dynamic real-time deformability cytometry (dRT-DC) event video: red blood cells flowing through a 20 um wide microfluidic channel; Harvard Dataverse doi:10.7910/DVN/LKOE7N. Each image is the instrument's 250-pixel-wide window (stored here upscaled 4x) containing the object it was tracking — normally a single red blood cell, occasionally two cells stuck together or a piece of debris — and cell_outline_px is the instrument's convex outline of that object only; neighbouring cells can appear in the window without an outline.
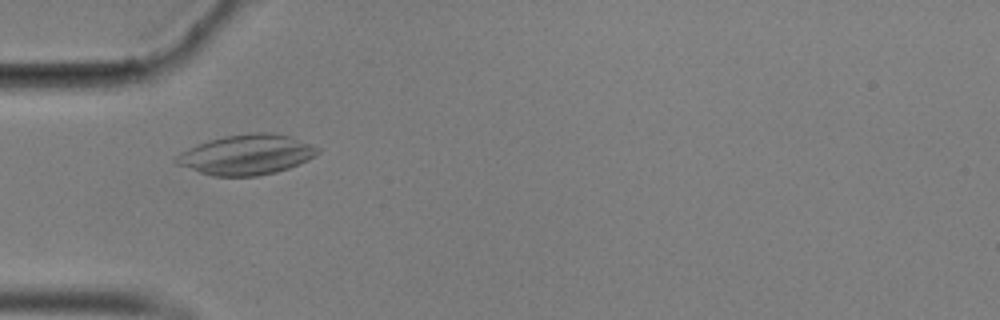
{"species": "common noctule bat (a hibernating species)", "species_latin": "Nyctalus noctula", "temperature_condition": "cold", "stored_images_in_passage": 49, "camera_frame_rate_fps": 3000, "um_per_image_px": 0.085, "animal": {"sex": "male", "body_mass_g": 17.9}, "frame": {"image": 1, "passage_image": 10, "time_ms": 3.0, "image_size_px": [1000, 320], "cell_outline_px": [[320, 152], [308, 160], [288, 168], [276, 172], [256, 176], [212, 176], [176, 164], [172, 160], [180, 152], [196, 144], [208, 140], [224, 136], [248, 132], [268, 132], [288, 136], [312, 144], [320, 148]], "centroid_in_image_um": [20.93, 13.14], "position_along_channel_um": 64.1, "area_um2": 33.18}}
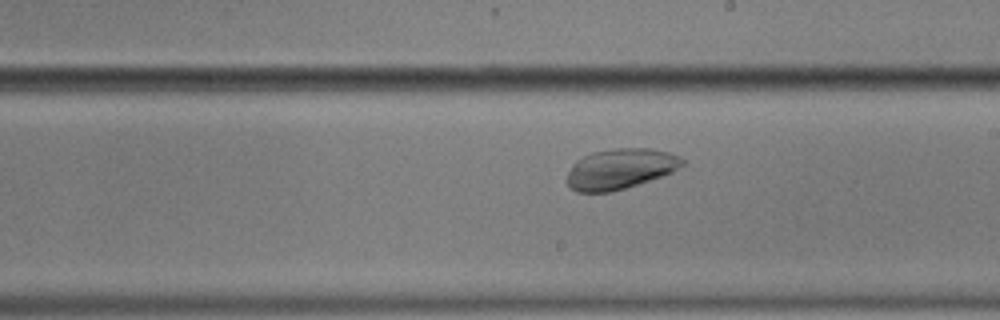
{"frame": {"image": 2, "passage_image": 25, "time_ms": 8.0, "image_size_px": [1000, 320], "cell_outline_px": [[684, 164], [672, 172], [612, 192], [576, 192], [564, 180], [572, 164], [576, 160], [592, 152], [616, 148], [652, 148], [668, 152], [680, 156], [684, 160]], "centroid_in_image_um": [52.69, 14.34], "position_along_channel_um": 236.3, "area_um2": 27.11}}
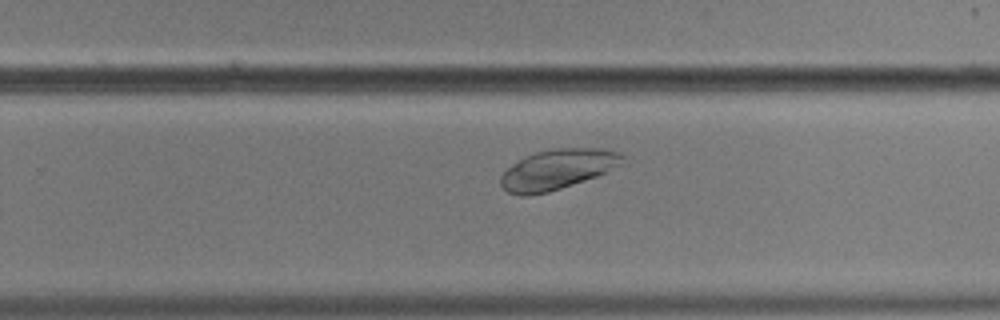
{"frame": {"image": 3, "passage_image": 29, "time_ms": 9.333, "image_size_px": [1000, 320], "cell_outline_px": [[628, 164], [596, 176], [548, 192], [528, 196], [520, 196], [508, 192], [500, 184], [500, 176], [508, 168], [524, 156], [536, 152], [552, 148], [604, 148], [620, 152], [628, 160]], "centroid_in_image_um": [47.46, 14.38], "position_along_channel_um": 282.3, "area_um2": 28.84}}